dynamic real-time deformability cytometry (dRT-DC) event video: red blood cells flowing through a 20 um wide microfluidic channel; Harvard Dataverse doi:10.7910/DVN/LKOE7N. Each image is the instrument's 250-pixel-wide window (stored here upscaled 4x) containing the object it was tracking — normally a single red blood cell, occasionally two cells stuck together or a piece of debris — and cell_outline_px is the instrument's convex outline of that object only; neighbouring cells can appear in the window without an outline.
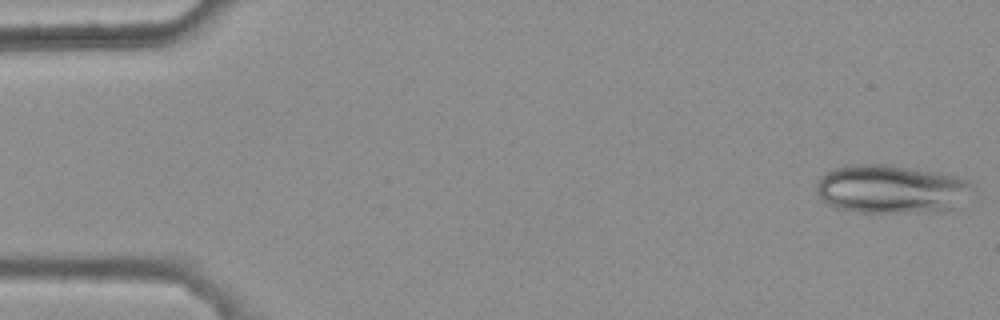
{"species": "common noctule bat (a hibernating species)", "species_latin": "Nyctalus noctula", "temperature_condition": "warm", "stored_images_in_passage": 46, "segment_of_instrument_passage": [1, 2], "camera_frame_rate_fps": 3000, "um_per_image_px": 0.085, "animal": {"sex": "female", "body_mass_g": 25.1}, "frame": {"image": 1, "passage_image": 1, "time_ms": 0.0, "image_size_px": [1000, 320], "cell_outline_px": [[972, 184], [952, 208], [948, 212], [860, 212], [836, 208], [828, 204], [820, 196], [816, 188], [816, 180], [820, 176], [832, 168], [852, 164], [880, 164], [912, 168], [960, 176], [968, 180]], "centroid_in_image_um": [75.67, 16.06], "position_along_channel_um": 9.3, "area_um2": 43.81}}